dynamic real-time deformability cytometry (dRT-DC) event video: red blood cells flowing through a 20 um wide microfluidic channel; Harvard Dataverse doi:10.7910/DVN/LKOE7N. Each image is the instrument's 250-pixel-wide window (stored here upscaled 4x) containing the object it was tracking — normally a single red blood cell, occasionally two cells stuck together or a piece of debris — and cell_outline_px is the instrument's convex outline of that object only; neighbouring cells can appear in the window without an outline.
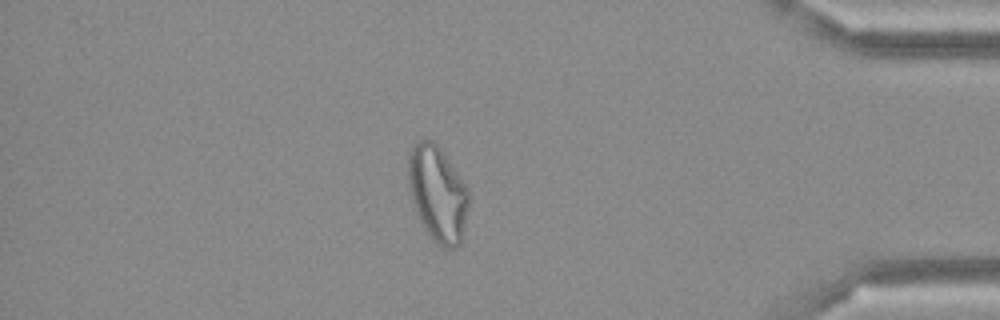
{"species": "Egyptian fruit bat (a non-hibernating species)", "species_latin": "Rousettus aegyptiacus", "temperature_condition": "cold", "stored_images_in_passage": 49, "camera_frame_rate_fps": 3000, "um_per_image_px": 0.085, "frame": {"image": 1, "passage_image": 42, "time_ms": 13.667, "image_size_px": [1000, 320], "cell_outline_px": [[468, 204], [460, 244], [456, 248], [444, 248], [424, 228], [420, 220], [412, 200], [408, 184], [408, 152], [420, 140], [432, 140], [440, 148], [468, 188]], "centroid_in_image_um": [37.18, 16.43], "position_along_channel_um": 398.0, "area_um2": 33.0}}